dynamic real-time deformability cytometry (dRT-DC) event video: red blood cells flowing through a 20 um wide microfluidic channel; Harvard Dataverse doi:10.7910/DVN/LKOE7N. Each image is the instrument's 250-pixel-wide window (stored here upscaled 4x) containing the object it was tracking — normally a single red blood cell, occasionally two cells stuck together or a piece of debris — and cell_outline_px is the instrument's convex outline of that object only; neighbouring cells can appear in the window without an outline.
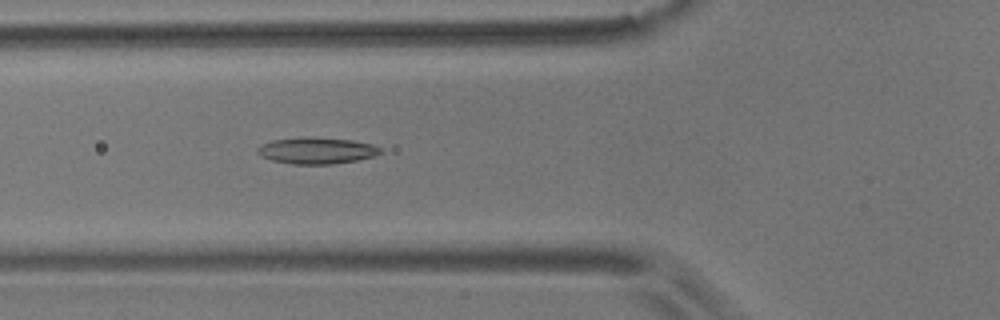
{"species": "common noctule bat (a hibernating species)", "species_latin": "Nyctalus noctula", "temperature_condition": "room temperature", "stored_images_in_passage": 2, "camera_frame_rate_fps": 3000, "um_per_image_px": 0.085, "animal": {"sex": "male", "body_mass_g": 17.9}, "frame": {"image": 1, "passage_image": 2, "time_ms": 0.333, "image_size_px": [1000, 320], "cell_outline_px": [[384, 152], [372, 156], [356, 160], [332, 164], [292, 164], [272, 160], [260, 156], [256, 152], [256, 148], [260, 144], [272, 140], [300, 136], [308, 136], [352, 140], [372, 144], [380, 148]], "centroid_in_image_um": [26.86, 12.78], "position_along_channel_um": 98.9, "area_um2": 19.19}}